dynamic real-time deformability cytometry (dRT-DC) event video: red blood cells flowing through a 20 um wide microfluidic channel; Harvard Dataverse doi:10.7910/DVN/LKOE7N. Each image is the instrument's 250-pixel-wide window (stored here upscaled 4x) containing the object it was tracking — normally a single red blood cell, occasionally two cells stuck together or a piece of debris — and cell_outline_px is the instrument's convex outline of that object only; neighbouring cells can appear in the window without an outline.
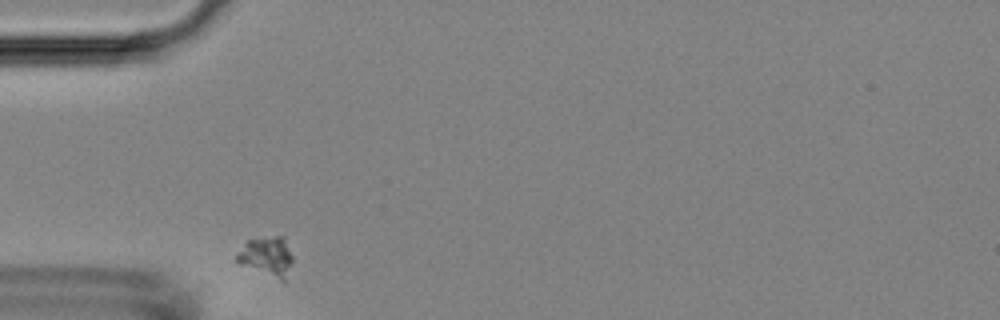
{"species": "Egyptian fruit bat (a non-hibernating species)", "species_latin": "Rousettus aegyptiacus", "temperature_condition": "room temperature", "stored_images_in_passage": 31, "camera_frame_rate_fps": 3000, "um_per_image_px": 0.085, "animal": {"sex": "female"}, "frame": {"image": 1, "passage_image": 1, "time_ms": 0.0, "image_size_px": [1000, 320], "cell_outline_px": [[292, 260], [284, 280], [280, 280], [240, 264], [236, 260], [236, 256], [244, 244], [248, 240], [276, 236], [280, 236], [284, 240], [292, 256]], "centroid_in_image_um": [22.65, 21.8], "position_along_channel_um": 62.3, "area_um2": 12.25}}
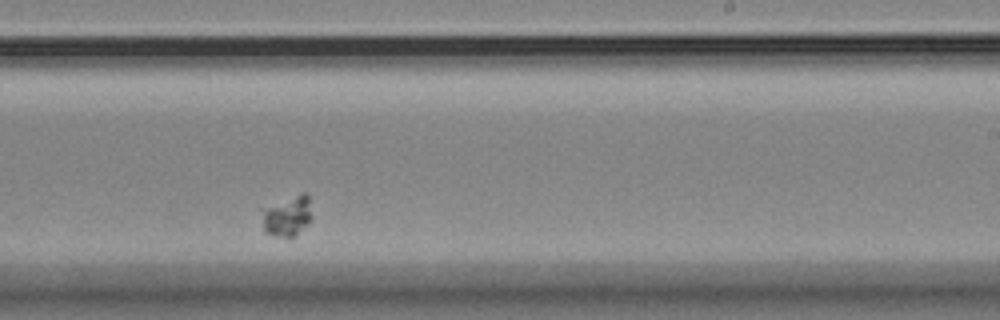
{"frame": {"image": 2, "passage_image": 20, "time_ms": 6.333, "image_size_px": [1000, 320], "cell_outline_px": [[312, 220], [292, 240], [288, 240], [264, 232], [260, 208], [300, 192], [304, 192], [308, 196], [312, 216]], "centroid_in_image_um": [24.41, 18.38], "position_along_channel_um": 264.6, "area_um2": 12.54}}
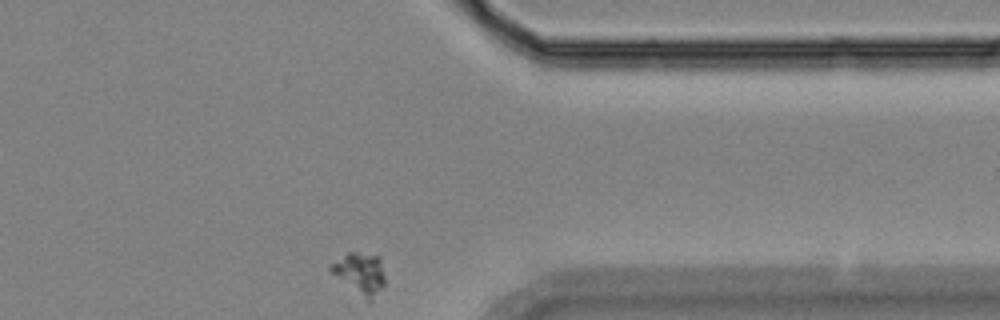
{"frame": {"image": 3, "passage_image": 31, "time_ms": 10.0, "image_size_px": [1000, 320], "cell_outline_px": [[384, 284], [372, 300], [368, 304], [332, 272], [328, 268], [332, 264], [348, 252], [356, 252], [380, 256], [384, 276]], "centroid_in_image_um": [30.64, 23.27], "position_along_channel_um": 380.8, "area_um2": 12.95}}